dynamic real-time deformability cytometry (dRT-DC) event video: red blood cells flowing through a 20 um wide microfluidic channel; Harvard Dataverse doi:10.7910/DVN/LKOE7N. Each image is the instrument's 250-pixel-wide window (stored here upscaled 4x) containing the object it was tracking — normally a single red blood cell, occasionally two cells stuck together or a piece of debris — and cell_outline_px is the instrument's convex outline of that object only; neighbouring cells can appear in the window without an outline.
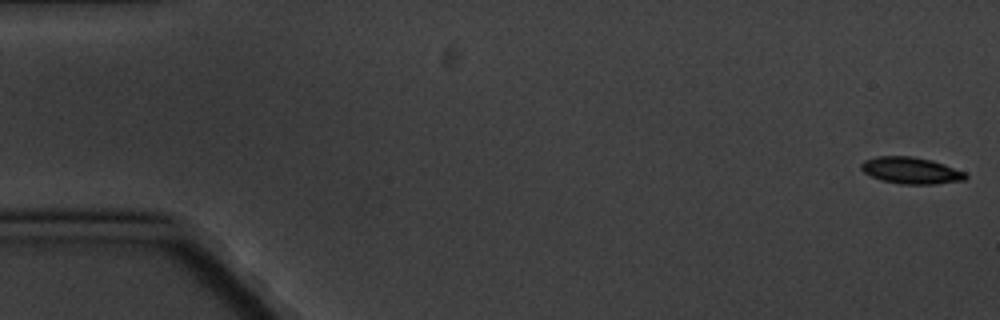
{"species": "common noctule bat (a hibernating species)", "species_latin": "Nyctalus noctula", "temperature_condition": "cold", "stored_images_in_passage": 7, "camera_frame_rate_fps": 3000, "um_per_image_px": 0.085, "animal": {"sex": "male", "body_mass_g": 20.1, "forearm_length_mm": 53.5}, "frame": {"image": 1, "passage_image": 1, "time_ms": 0.0, "image_size_px": [1000, 320], "cell_outline_px": [[968, 176], [964, 180], [936, 184], [900, 184], [880, 180], [864, 172], [860, 168], [860, 164], [864, 160], [876, 156], [912, 156], [932, 160], [944, 164], [964, 172]], "centroid_in_image_um": [77.41, 14.49], "position_along_channel_um": 7.6, "area_um2": 16.24}}
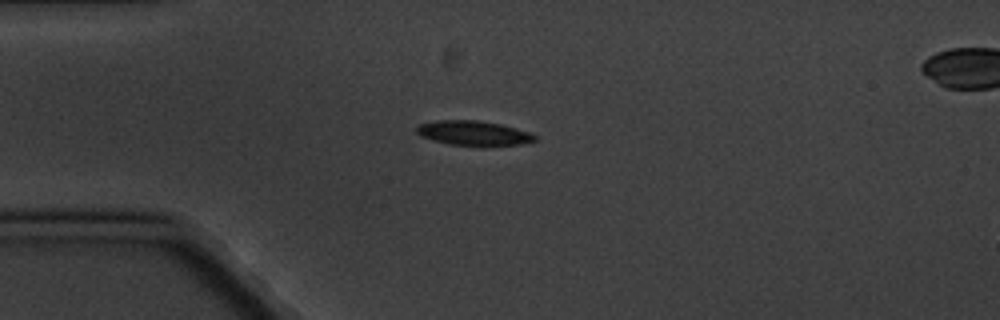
{"frame": {"image": 2, "passage_image": 5, "time_ms": 4.667, "image_size_px": [1000, 320], "cell_outline_px": [[536, 140], [520, 144], [452, 144], [432, 140], [420, 136], [416, 132], [416, 128], [420, 124], [436, 120], [476, 120], [500, 124], [516, 128], [528, 132], [536, 136]], "centroid_in_image_um": [40.2, 11.28], "position_along_channel_um": 44.8, "area_um2": 16.36}}